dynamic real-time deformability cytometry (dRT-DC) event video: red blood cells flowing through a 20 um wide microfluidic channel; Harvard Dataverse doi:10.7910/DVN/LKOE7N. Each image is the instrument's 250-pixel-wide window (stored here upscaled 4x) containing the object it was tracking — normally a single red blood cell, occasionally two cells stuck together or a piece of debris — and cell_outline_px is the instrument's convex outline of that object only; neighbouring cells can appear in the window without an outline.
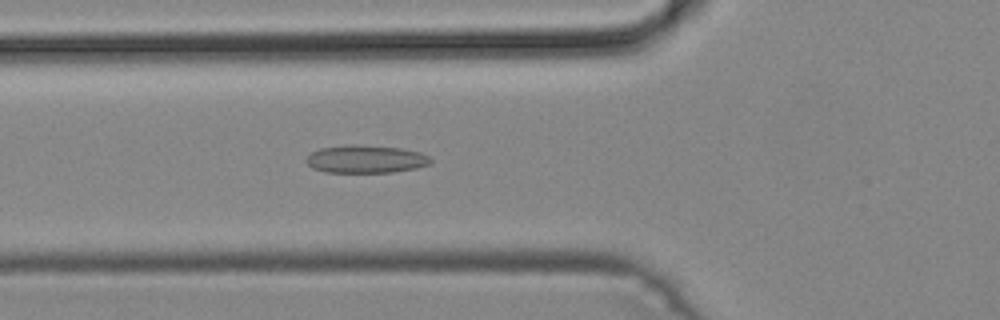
{"species": "common noctule bat (a hibernating species)", "species_latin": "Nyctalus noctula", "temperature_condition": "cold", "stored_images_in_passage": 48, "camera_frame_rate_fps": 3000, "um_per_image_px": 0.085, "animal": {"sex": "male", "body_mass_g": 19.2, "forearm_length_mm": 51.8}, "frame": {"image": 1, "passage_image": 17, "time_ms": 5.333, "image_size_px": [1000, 320], "cell_outline_px": [[432, 164], [416, 168], [392, 172], [324, 172], [312, 168], [304, 160], [312, 152], [320, 148], [348, 144], [356, 144], [400, 148], [420, 152], [428, 156], [432, 160]], "centroid_in_image_um": [31.08, 13.52], "position_along_channel_um": 94.7, "area_um2": 20.29}}
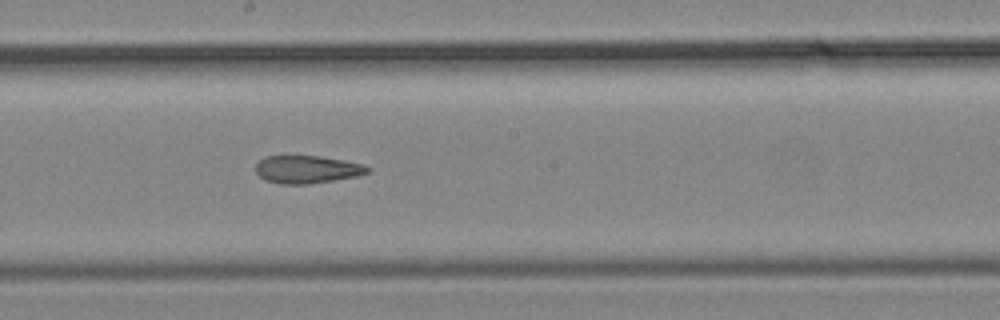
{"frame": {"image": 2, "passage_image": 26, "time_ms": 8.333, "image_size_px": [1000, 320], "cell_outline_px": [[372, 168], [368, 172], [356, 176], [308, 184], [284, 184], [264, 180], [256, 172], [256, 164], [264, 156], [320, 156], [344, 160], [364, 164]], "centroid_in_image_um": [26.1, 14.39], "position_along_channel_um": 222.1, "area_um2": 18.03}}
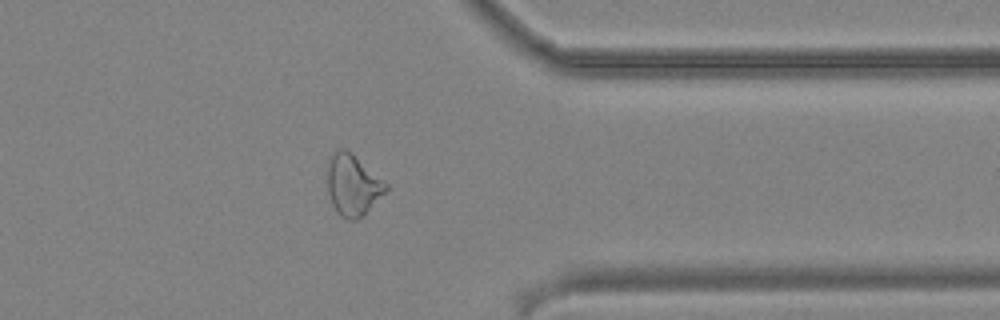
{"frame": {"image": 3, "passage_image": 38, "time_ms": 12.333, "image_size_px": [1000, 320], "cell_outline_px": [[388, 188], [356, 220], [348, 220], [340, 216], [336, 212], [332, 204], [328, 192], [328, 156], [336, 148], [344, 148], [352, 152], [388, 184]], "centroid_in_image_um": [29.94, 15.67], "position_along_channel_um": 381.5, "area_um2": 20.69}}